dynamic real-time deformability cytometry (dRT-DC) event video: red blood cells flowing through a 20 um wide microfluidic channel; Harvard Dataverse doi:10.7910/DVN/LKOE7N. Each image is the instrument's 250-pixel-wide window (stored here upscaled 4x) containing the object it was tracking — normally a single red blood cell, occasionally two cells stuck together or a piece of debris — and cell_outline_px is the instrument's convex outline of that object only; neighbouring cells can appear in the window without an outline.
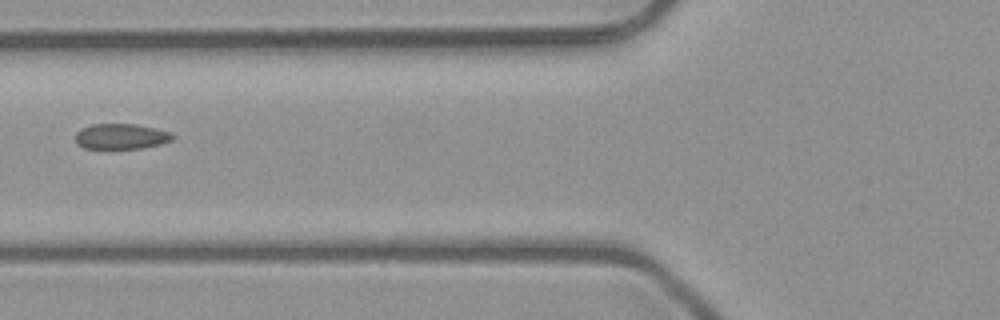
{"species": "common noctule bat (a hibernating species)", "species_latin": "Nyctalus noctula", "temperature_condition": "room temperature", "stored_images_in_passage": 6, "camera_frame_rate_fps": 3000, "um_per_image_px": 0.085, "animal": {"sex": "male", "body_mass_g": 23.1, "forearm_length_mm": 52.7}, "frame": {"image": 1, "passage_image": 4, "time_ms": 1.0, "image_size_px": [1000, 320], "cell_outline_px": [[176, 136], [172, 140], [160, 144], [140, 148], [84, 148], [76, 144], [76, 132], [80, 128], [92, 124], [136, 124], [156, 128], [172, 132]], "centroid_in_image_um": [10.3, 11.58], "position_along_channel_um": 115.5, "area_um2": 14.51}}
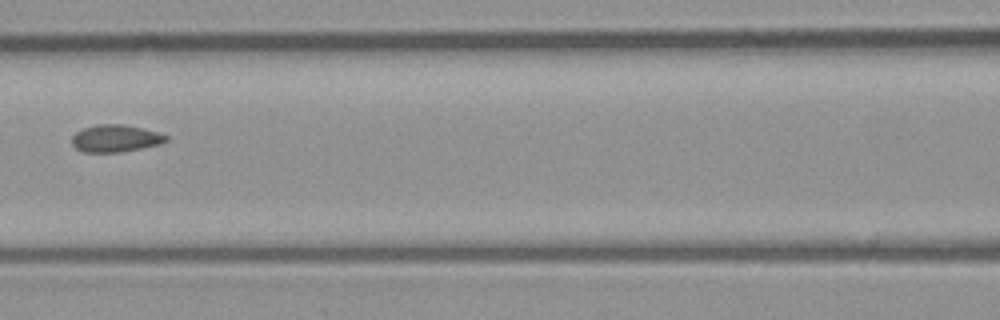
{"frame": {"image": 2, "passage_image": 5, "time_ms": 1.333, "image_size_px": [1000, 320], "cell_outline_px": [[168, 140], [160, 144], [120, 152], [84, 152], [76, 148], [72, 144], [72, 136], [76, 132], [84, 128], [96, 124], [124, 124], [160, 132], [168, 136]], "centroid_in_image_um": [9.83, 11.75], "position_along_channel_um": 156.8, "area_um2": 14.97}}
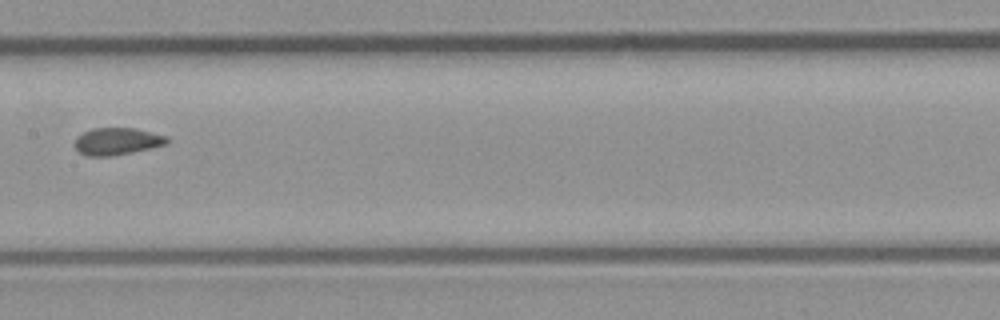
{"frame": {"image": 3, "passage_image": 6, "time_ms": 1.667, "image_size_px": [1000, 320], "cell_outline_px": [[168, 144], [132, 152], [112, 156], [88, 156], [80, 152], [76, 148], [76, 136], [92, 128], [136, 128], [168, 136]], "centroid_in_image_um": [9.98, 12.0], "position_along_channel_um": 197.4, "area_um2": 14.57}}